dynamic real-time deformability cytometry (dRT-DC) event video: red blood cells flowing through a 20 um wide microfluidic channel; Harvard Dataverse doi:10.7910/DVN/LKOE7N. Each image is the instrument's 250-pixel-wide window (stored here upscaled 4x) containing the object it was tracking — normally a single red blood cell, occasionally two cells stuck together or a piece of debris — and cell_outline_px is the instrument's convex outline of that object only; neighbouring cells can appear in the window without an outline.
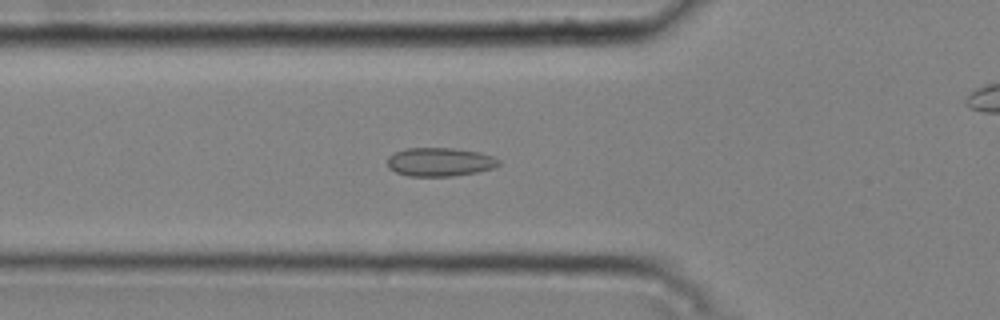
{"species": "common noctule bat (a hibernating species)", "species_latin": "Nyctalus noctula", "temperature_condition": "cold", "stored_images_in_passage": 46, "camera_frame_rate_fps": 3000, "um_per_image_px": 0.085, "animal": {"sex": "male", "body_mass_g": 20.4}, "frame": {"image": 1, "passage_image": 18, "time_ms": 5.667, "image_size_px": [1000, 320], "cell_outline_px": [[500, 164], [496, 168], [476, 172], [452, 176], [408, 176], [396, 172], [388, 168], [388, 156], [396, 152], [408, 148], [452, 148], [480, 152], [492, 156], [500, 160]], "centroid_in_image_um": [37.41, 13.77], "position_along_channel_um": 88.4, "area_um2": 18.61}}
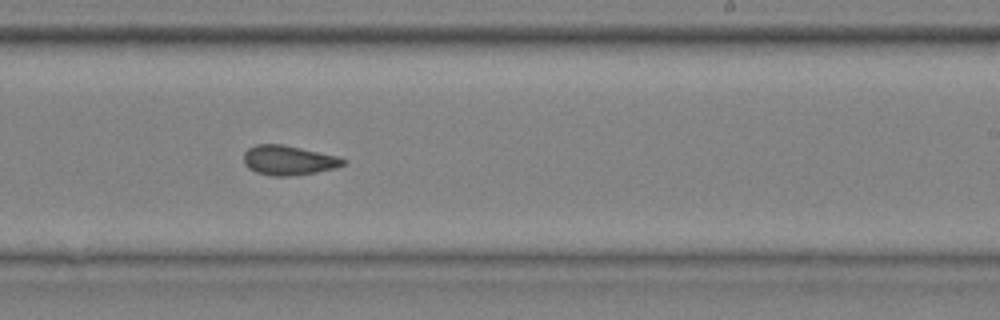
{"frame": {"image": 2, "passage_image": 32, "time_ms": 10.333, "image_size_px": [1000, 320], "cell_outline_px": [[348, 160], [344, 164], [336, 168], [316, 172], [288, 176], [272, 176], [256, 172], [248, 168], [244, 164], [244, 152], [248, 148], [256, 144], [280, 144], [300, 148], [336, 156]], "centroid_in_image_um": [24.5, 13.63], "position_along_channel_um": 264.5, "area_um2": 17.05}}
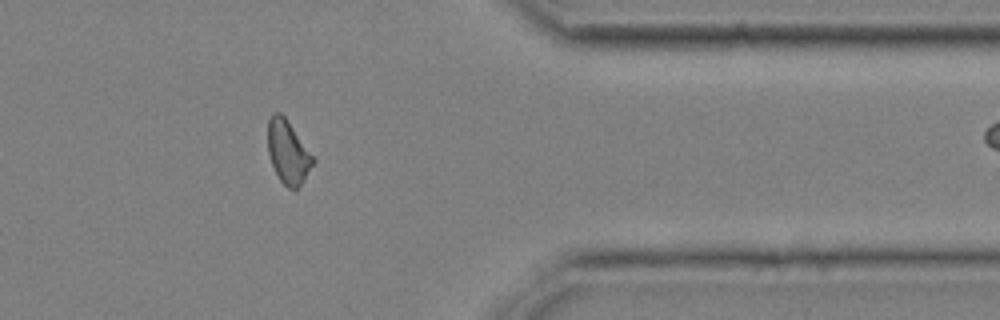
{"frame": {"image": 3, "passage_image": 43, "time_ms": 14.0, "image_size_px": [1000, 320], "cell_outline_px": [[316, 160], [304, 180], [296, 188], [288, 188], [280, 180], [272, 164], [268, 152], [268, 120], [272, 112], [280, 112], [288, 120]], "centroid_in_image_um": [24.48, 12.89], "position_along_channel_um": 386.9, "area_um2": 16.53}, "authors_computed_cell_mechanics": {"area_um2": 17.5423, "velocity_mm_per_s": 3.7677, "shape_relaxation_time_tau1_ms": null, "shape_relaxation_time_tau2_ms": 2.2834, "deformation_change_tau1": null, "deformation_change_tau2": 0.0629}}